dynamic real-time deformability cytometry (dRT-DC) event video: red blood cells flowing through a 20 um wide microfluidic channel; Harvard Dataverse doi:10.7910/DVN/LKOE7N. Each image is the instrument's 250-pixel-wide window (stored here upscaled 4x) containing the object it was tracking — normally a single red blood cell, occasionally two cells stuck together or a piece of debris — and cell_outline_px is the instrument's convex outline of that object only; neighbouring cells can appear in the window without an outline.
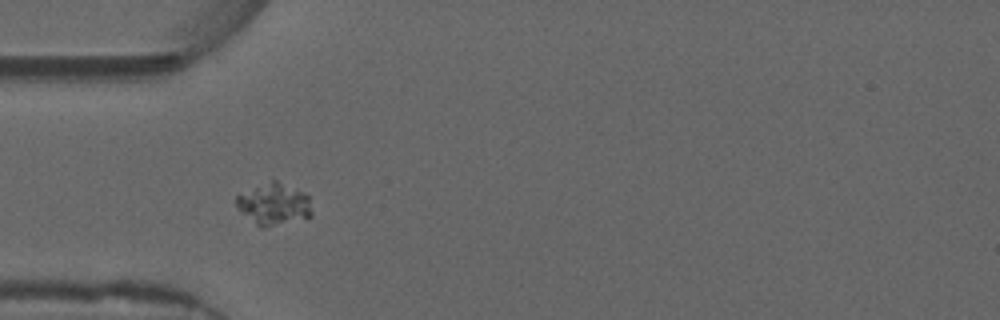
{"species": "common noctule bat (a hibernating species)", "species_latin": "Nyctalus noctula", "temperature_condition": "warm", "stored_images_in_passage": 40, "camera_frame_rate_fps": 3000, "um_per_image_px": 0.085, "animal": {"sex": "male", "forearm_length_mm": 52.5}, "frame": {"image": 1, "passage_image": 1, "time_ms": 0.0, "image_size_px": [1000, 320], "cell_outline_px": [[312, 216], [308, 220], [268, 228], [260, 228], [240, 212], [236, 208], [236, 196], [272, 180], [276, 180], [304, 192], [308, 196], [312, 212]], "centroid_in_image_um": [23.32, 17.42], "position_along_channel_um": 61.7, "area_um2": 18.84}}
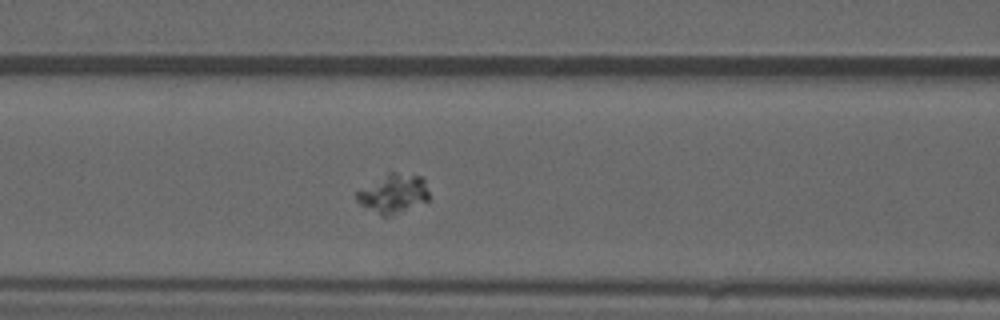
{"frame": {"image": 2, "passage_image": 7, "time_ms": 2.0, "image_size_px": [1000, 320], "cell_outline_px": [[428, 200], [388, 216], [380, 216], [360, 204], [356, 200], [356, 192], [388, 168], [424, 176], [428, 192]], "centroid_in_image_um": [33.4, 16.35], "position_along_channel_um": 133.2, "area_um2": 17.11}}
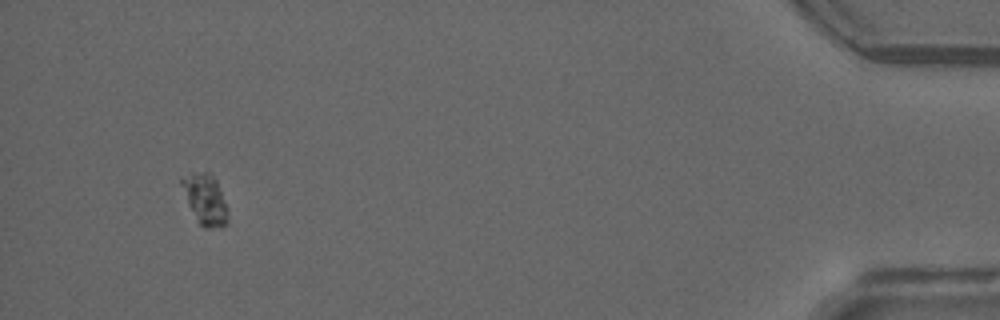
{"frame": {"image": 3, "passage_image": 37, "time_ms": 12.0, "image_size_px": [1000, 320], "cell_outline_px": [[228, 224], [208, 228], [204, 228], [196, 220], [188, 204], [180, 184], [180, 176], [192, 172], [208, 172], [216, 180], [228, 208]], "centroid_in_image_um": [17.42, 16.93], "position_along_channel_um": 417.8, "area_um2": 13.7}}